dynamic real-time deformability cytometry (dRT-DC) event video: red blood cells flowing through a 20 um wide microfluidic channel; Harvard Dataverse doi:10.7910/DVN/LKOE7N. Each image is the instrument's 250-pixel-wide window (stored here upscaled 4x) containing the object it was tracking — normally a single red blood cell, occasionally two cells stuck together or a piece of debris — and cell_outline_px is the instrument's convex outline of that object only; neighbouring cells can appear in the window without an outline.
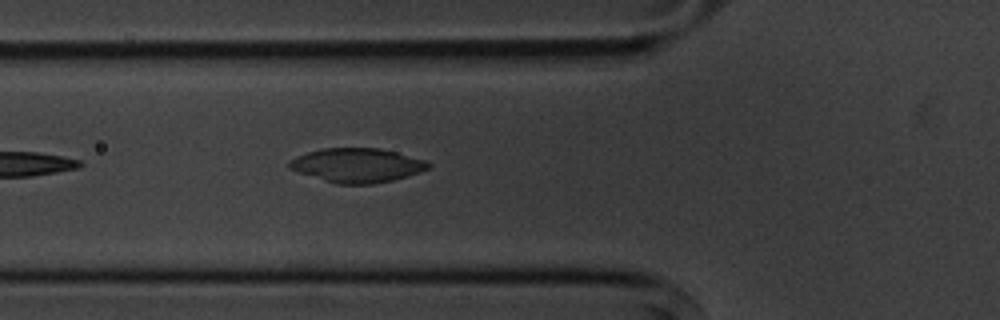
{"species": "common noctule bat (a hibernating species)", "species_latin": "Nyctalus noctula", "temperature_condition": "cold", "stored_images_in_passage": 6, "camera_frame_rate_fps": 3000, "um_per_image_px": 0.085, "animal": {"sex": "male", "body_mass_g": 20.1, "forearm_length_mm": 53.5}, "frame": {"image": 1, "passage_image": 6, "time_ms": 5.667, "image_size_px": [1000, 320], "cell_outline_px": [[432, 164], [428, 168], [420, 172], [408, 176], [392, 180], [372, 184], [336, 184], [288, 168], [288, 160], [296, 156], [308, 152], [324, 148], [380, 148], [396, 152], [424, 160]], "centroid_in_image_um": [30.35, 14.04], "position_along_channel_um": 95.5, "area_um2": 27.51}}